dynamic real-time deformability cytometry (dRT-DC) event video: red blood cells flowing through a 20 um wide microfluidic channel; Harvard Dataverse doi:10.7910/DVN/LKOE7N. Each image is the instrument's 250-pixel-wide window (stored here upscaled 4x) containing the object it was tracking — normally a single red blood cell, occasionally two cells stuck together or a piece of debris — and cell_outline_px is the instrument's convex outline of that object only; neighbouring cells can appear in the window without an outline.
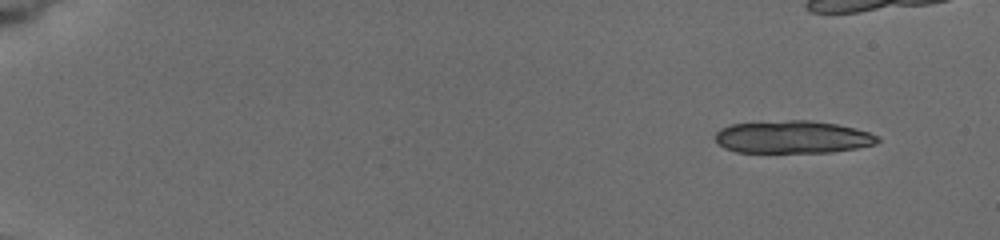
{"species": "common noctule bat (a hibernating species)", "species_latin": "Nyctalus noctula", "temperature_condition": "cold", "stored_images_in_passage": 29, "camera_frame_rate_fps": 3000, "um_per_image_px": 0.085, "animal": {"sex": "female", "body_mass_g": 19.5, "forearm_length_mm": 54.1}, "frame": {"image": 1, "passage_image": 1, "time_ms": 0.0, "image_size_px": [1000, 240], "cell_outline_px": [[880, 140], [876, 144], [856, 148], [832, 152], [736, 152], [724, 148], [716, 140], [716, 132], [720, 128], [732, 124], [788, 120], [808, 120], [836, 124], [856, 128], [880, 136]], "centroid_in_image_um": [67.4, 11.65], "position_along_channel_um": 17.6, "area_um2": 30.81}}